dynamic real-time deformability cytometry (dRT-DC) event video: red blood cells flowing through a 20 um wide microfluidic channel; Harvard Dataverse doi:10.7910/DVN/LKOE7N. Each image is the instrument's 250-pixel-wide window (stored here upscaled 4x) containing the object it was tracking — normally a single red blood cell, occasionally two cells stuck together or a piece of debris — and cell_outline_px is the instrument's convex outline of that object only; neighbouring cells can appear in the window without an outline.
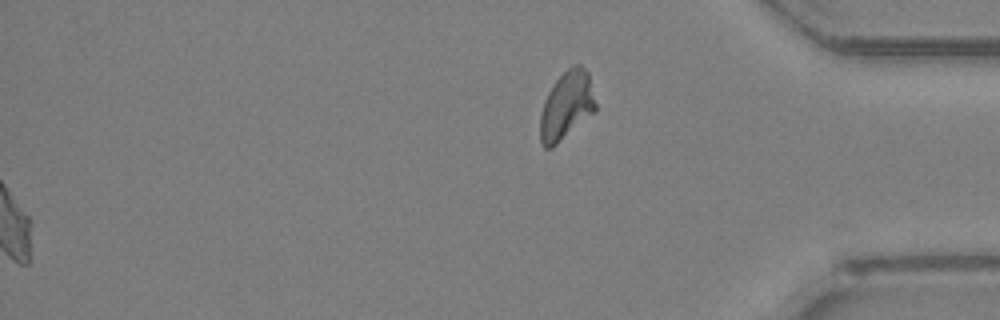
{"species": "Egyptian fruit bat (a non-hibernating species)", "species_latin": "Rousettus aegyptiacus", "temperature_condition": "room temperature", "stored_images_in_passage": 36, "segment_of_instrument_passage": [2, 2], "camera_frame_rate_fps": 3000, "um_per_image_px": 0.085, "animal": {"sex": "female"}, "frame": {"image": 1, "passage_image": 36, "time_ms": 11.667, "image_size_px": [1000, 320], "cell_outline_px": [[596, 112], [552, 148], [544, 148], [540, 144], [540, 116], [544, 100], [552, 84], [572, 64], [580, 64], [588, 72], [596, 104]], "centroid_in_image_um": [48.15, 8.99], "position_along_channel_um": 387.0, "area_um2": 22.25}}